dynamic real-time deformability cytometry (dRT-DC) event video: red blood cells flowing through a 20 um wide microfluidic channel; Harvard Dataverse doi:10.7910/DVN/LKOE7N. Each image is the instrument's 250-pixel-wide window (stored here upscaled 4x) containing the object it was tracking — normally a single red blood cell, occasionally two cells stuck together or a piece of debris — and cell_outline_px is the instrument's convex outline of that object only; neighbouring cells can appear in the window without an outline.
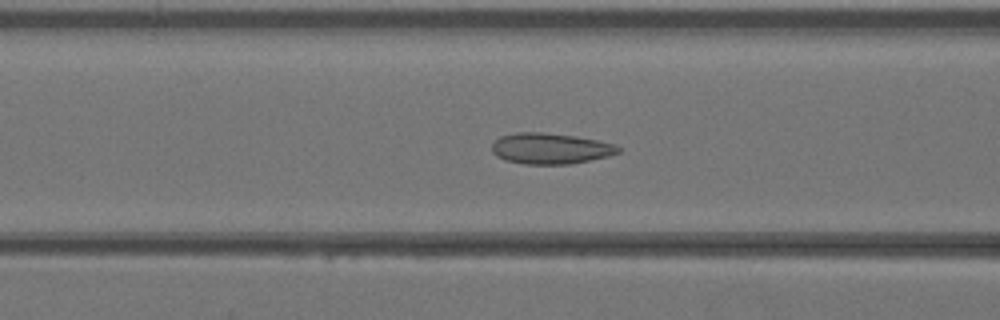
{"species": "Egyptian fruit bat (a non-hibernating species)", "species_latin": "Rousettus aegyptiacus", "temperature_condition": "warm", "stored_images_in_passage": 42, "camera_frame_rate_fps": 3000, "um_per_image_px": 0.085, "animal": {"sex": "female"}, "frame": {"image": 1, "passage_image": 17, "time_ms": 5.333, "image_size_px": [1000, 320], "cell_outline_px": [[620, 152], [608, 156], [568, 164], [524, 164], [504, 160], [496, 156], [492, 152], [492, 144], [500, 136], [516, 132], [544, 132], [576, 136], [616, 144], [620, 148]], "centroid_in_image_um": [46.76, 12.62], "position_along_channel_um": 119.8, "area_um2": 22.77}}
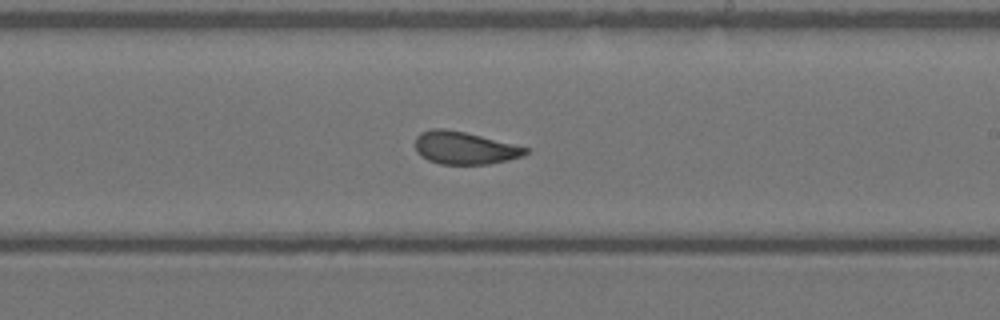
{"frame": {"image": 2, "passage_image": 25, "time_ms": 8.0, "image_size_px": [1000, 320], "cell_outline_px": [[528, 152], [520, 156], [508, 160], [488, 164], [440, 164], [428, 160], [420, 156], [416, 152], [416, 136], [420, 132], [432, 128], [444, 128], [464, 132], [528, 148]], "centroid_in_image_um": [39.41, 12.57], "position_along_channel_um": 249.6, "area_um2": 20.75}}
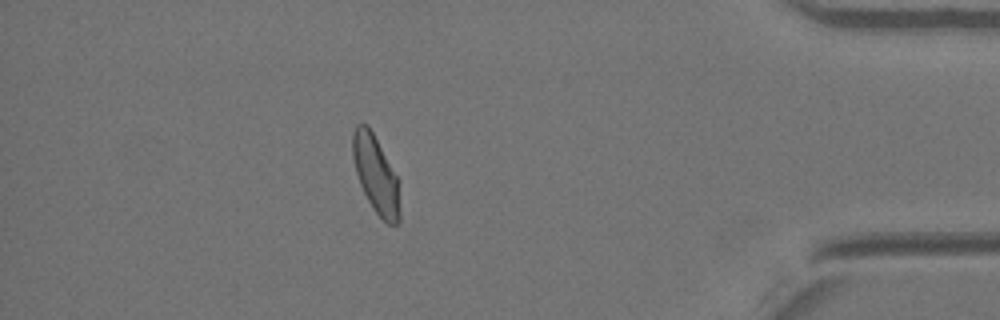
{"frame": {"image": 3, "passage_image": 37, "time_ms": 12.0, "image_size_px": [1000, 320], "cell_outline_px": [[400, 224], [388, 224], [372, 208], [360, 184], [356, 172], [352, 156], [352, 132], [356, 124], [368, 124], [400, 180]], "centroid_in_image_um": [31.97, 14.84], "position_along_channel_um": 403.2, "area_um2": 21.68}}